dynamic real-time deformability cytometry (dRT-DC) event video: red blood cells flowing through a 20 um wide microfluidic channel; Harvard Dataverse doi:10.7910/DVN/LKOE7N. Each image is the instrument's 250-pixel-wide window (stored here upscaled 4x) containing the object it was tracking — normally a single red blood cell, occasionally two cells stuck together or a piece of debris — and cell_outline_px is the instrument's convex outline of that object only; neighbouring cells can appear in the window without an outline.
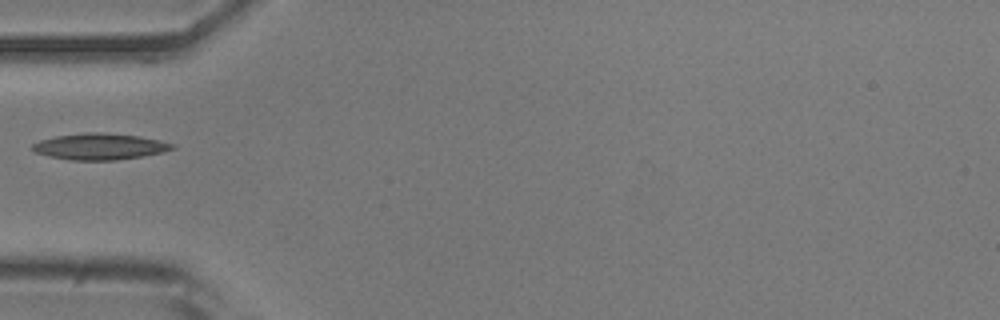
{"species": "common noctule bat (a hibernating species)", "species_latin": "Nyctalus noctula", "temperature_condition": "room temperature", "stored_images_in_passage": 36, "camera_frame_rate_fps": 3000, "um_per_image_px": 0.085, "animal": {"sex": "male", "body_mass_g": 20.5, "forearm_length_mm": 52.5}, "frame": {"image": 1, "passage_image": 1, "time_ms": 0.0, "image_size_px": [1000, 320], "cell_outline_px": [[176, 148], [164, 152], [116, 160], [72, 160], [52, 156], [36, 152], [32, 148], [32, 144], [40, 140], [56, 136], [84, 132], [100, 132], [140, 136], [160, 140], [176, 144]], "centroid_in_image_um": [8.53, 12.44], "position_along_channel_um": 76.5, "area_um2": 21.33}}
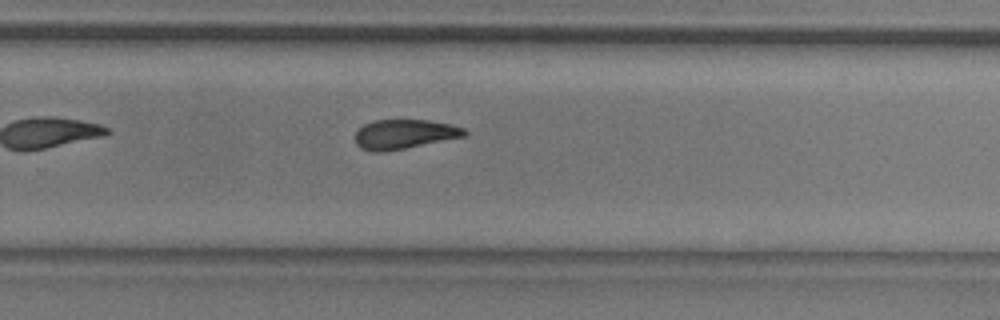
{"frame": {"image": 2, "passage_image": 18, "time_ms": 5.667, "image_size_px": [1000, 320], "cell_outline_px": [[468, 136], [384, 152], [376, 152], [360, 148], [356, 144], [356, 132], [364, 124], [376, 120], [428, 120], [452, 124], [464, 128], [468, 132]], "centroid_in_image_um": [34.41, 11.4], "position_along_channel_um": 295.4, "area_um2": 18.84}}
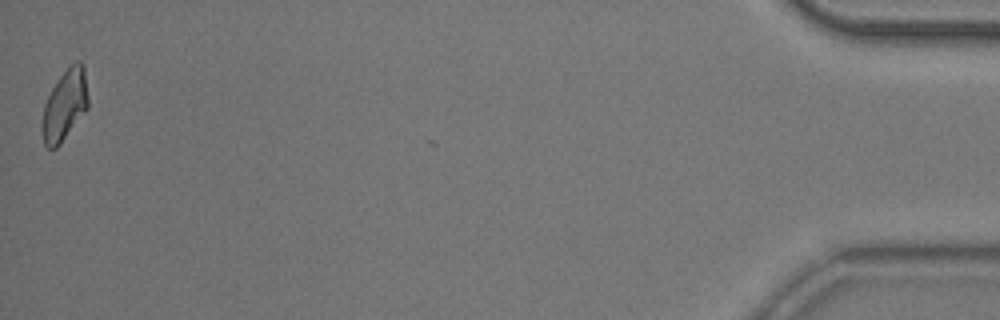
{"frame": {"image": 3, "passage_image": 36, "time_ms": 11.667, "image_size_px": [1000, 320], "cell_outline_px": [[88, 108], [60, 144], [56, 148], [48, 148], [44, 144], [40, 128], [44, 104], [52, 88], [60, 76], [76, 60], [80, 60], [84, 64], [88, 96]], "centroid_in_image_um": [5.5, 8.94], "position_along_channel_um": 429.7, "area_um2": 19.07}}